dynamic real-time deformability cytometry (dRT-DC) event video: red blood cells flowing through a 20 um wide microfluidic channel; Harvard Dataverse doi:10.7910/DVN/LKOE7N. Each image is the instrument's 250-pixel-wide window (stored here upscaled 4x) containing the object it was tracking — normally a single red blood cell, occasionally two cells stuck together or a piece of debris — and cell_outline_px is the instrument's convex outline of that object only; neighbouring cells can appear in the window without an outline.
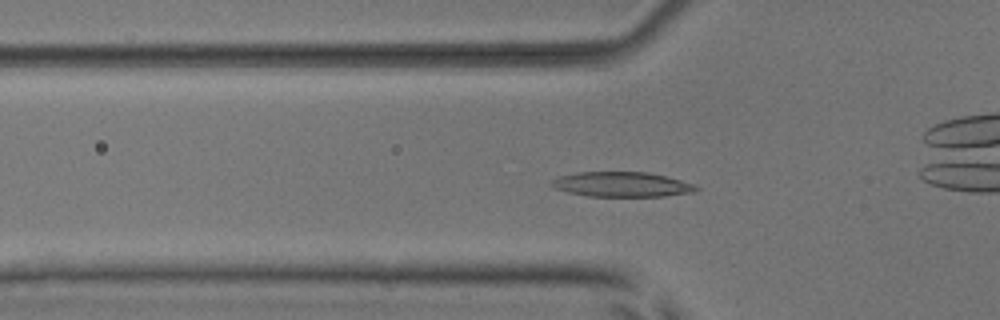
{"species": "common noctule bat (a hibernating species)", "species_latin": "Nyctalus noctula", "temperature_condition": "room temperature", "stored_images_in_passage": 54, "camera_frame_rate_fps": 3000, "um_per_image_px": 0.085, "animal": {"sex": "male", "body_mass_g": 17.9, "forearm_length_mm": 54.2}, "frame": {"image": 1, "passage_image": 18, "time_ms": 5.667, "image_size_px": [1000, 320], "cell_outline_px": [[700, 188], [696, 192], [664, 196], [588, 196], [568, 192], [552, 188], [548, 184], [552, 180], [560, 176], [580, 172], [648, 172], [680, 180], [692, 184]], "centroid_in_image_um": [52.82, 15.68], "position_along_channel_um": 73.0, "area_um2": 20.92}}
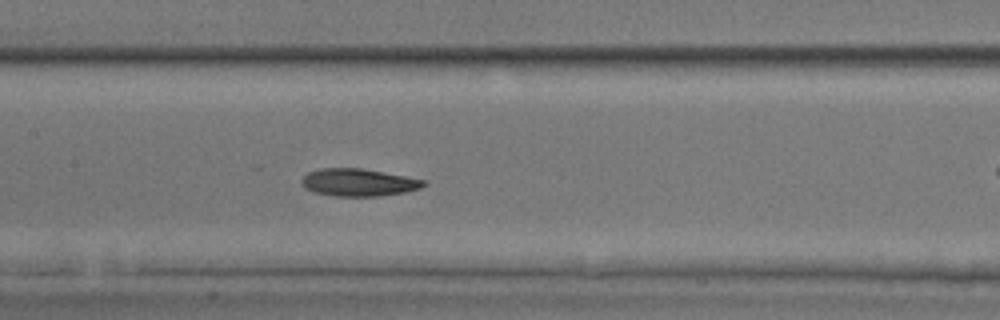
{"frame": {"image": 2, "passage_image": 26, "time_ms": 8.333, "image_size_px": [1000, 320], "cell_outline_px": [[428, 184], [420, 188], [404, 192], [380, 196], [332, 196], [312, 192], [304, 188], [300, 184], [300, 180], [308, 172], [320, 168], [360, 168], [428, 180]], "centroid_in_image_um": [30.45, 15.51], "position_along_channel_um": 177.0, "area_um2": 19.77}}
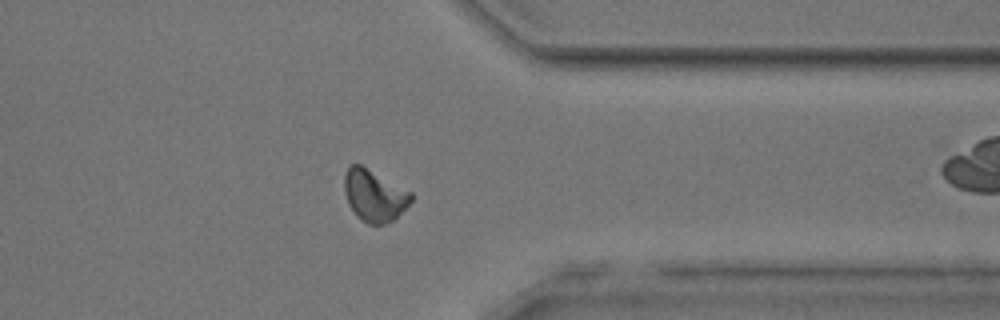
{"frame": {"image": 3, "passage_image": 42, "time_ms": 13.667, "image_size_px": [1000, 320], "cell_outline_px": [[412, 200], [392, 220], [384, 224], [368, 224], [356, 216], [348, 204], [344, 192], [344, 176], [348, 168], [352, 164], [360, 164], [412, 192]], "centroid_in_image_um": [31.78, 16.61], "position_along_channel_um": 379.6, "area_um2": 19.88}, "authors_computed_cell_mechanics": {"area_um2": 19.8254, "velocity_mm_per_s": 3.9101, "shape_relaxation_time_tau1_ms": 3.9111, "shape_relaxation_time_tau2_ms": 3.1691, "deformation_change_tau1": 0.1357, "deformation_change_tau2": 0.1013}}